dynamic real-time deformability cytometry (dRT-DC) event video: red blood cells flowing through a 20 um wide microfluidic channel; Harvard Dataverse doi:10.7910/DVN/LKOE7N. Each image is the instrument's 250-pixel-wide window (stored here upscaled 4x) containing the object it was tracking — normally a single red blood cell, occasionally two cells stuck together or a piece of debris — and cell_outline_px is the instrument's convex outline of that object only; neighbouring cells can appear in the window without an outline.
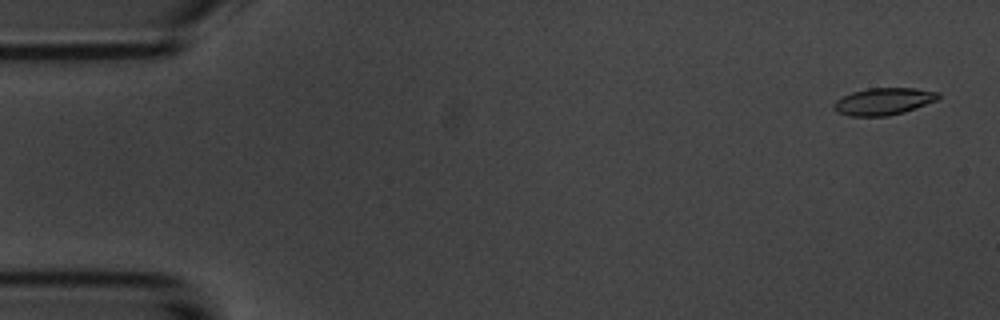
{"species": "common noctule bat (a hibernating species)", "species_latin": "Nyctalus noctula", "temperature_condition": "room temperature", "stored_images_in_passage": 4, "camera_frame_rate_fps": 3000, "um_per_image_px": 0.085, "animal": {"sex": "male", "body_mass_g": 20.1, "forearm_length_mm": 53.5}, "frame": {"image": 1, "passage_image": 1, "time_ms": 0.0, "image_size_px": [1000, 320], "cell_outline_px": [[940, 96], [936, 100], [904, 112], [888, 116], [848, 116], [832, 108], [832, 104], [836, 100], [852, 92], [868, 88], [916, 88], [940, 92]], "centroid_in_image_um": [75.09, 8.61], "position_along_channel_um": 9.9, "area_um2": 16.42}}
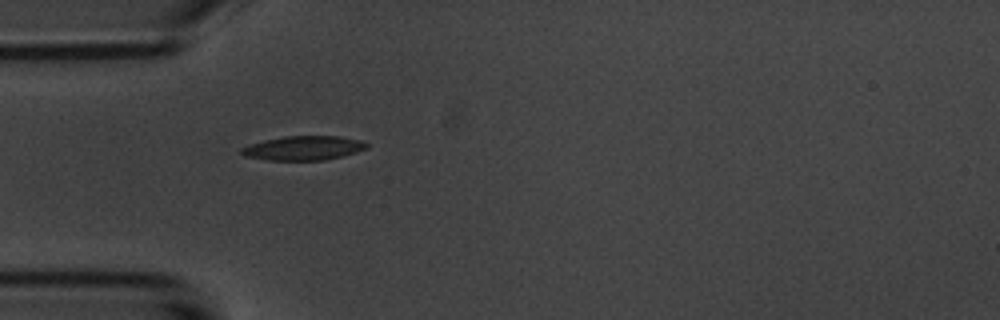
{"frame": {"image": 2, "passage_image": 4, "time_ms": 4.667, "image_size_px": [1000, 320], "cell_outline_px": [[368, 148], [344, 156], [324, 160], [268, 160], [244, 156], [240, 152], [240, 148], [248, 144], [264, 140], [284, 136], [340, 136], [360, 140], [368, 144]], "centroid_in_image_um": [25.78, 12.58], "position_along_channel_um": 59.2, "area_um2": 17.8}}